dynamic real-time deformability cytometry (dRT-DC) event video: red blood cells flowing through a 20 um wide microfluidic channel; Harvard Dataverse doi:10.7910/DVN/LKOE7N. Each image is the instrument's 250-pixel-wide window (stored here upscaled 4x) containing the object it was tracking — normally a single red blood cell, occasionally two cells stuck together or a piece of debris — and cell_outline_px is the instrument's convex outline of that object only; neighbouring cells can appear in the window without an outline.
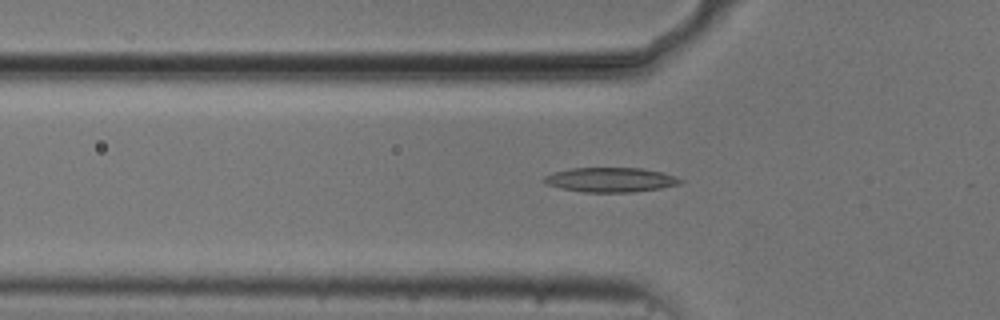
{"species": "common noctule bat (a hibernating species)", "species_latin": "Nyctalus noctula", "temperature_condition": "cold", "stored_images_in_passage": 50, "camera_frame_rate_fps": 3000, "um_per_image_px": 0.085, "animal": {"sex": "male", "body_mass_g": 20.5, "forearm_length_mm": 52.5}, "frame": {"image": 1, "passage_image": 18, "time_ms": 5.667, "image_size_px": [1000, 320], "cell_outline_px": [[684, 180], [680, 184], [660, 188], [632, 192], [584, 192], [560, 188], [544, 184], [544, 176], [552, 172], [572, 168], [640, 168], [660, 172], [676, 176]], "centroid_in_image_um": [51.87, 15.28], "position_along_channel_um": 73.9, "area_um2": 19.48}}
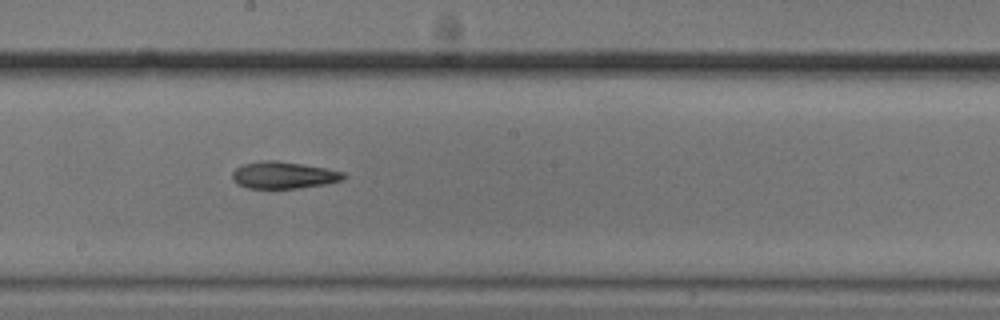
{"frame": {"image": 2, "passage_image": 30, "time_ms": 9.667, "image_size_px": [1000, 320], "cell_outline_px": [[348, 176], [340, 180], [328, 184], [300, 188], [248, 188], [236, 184], [232, 180], [232, 172], [236, 168], [244, 164], [260, 160], [276, 160], [324, 168], [344, 172]], "centroid_in_image_um": [24.08, 14.89], "position_along_channel_um": 224.1, "area_um2": 17.51}}
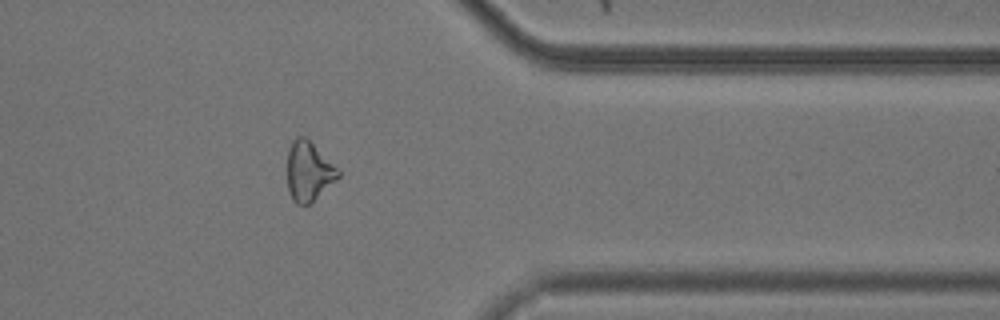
{"frame": {"image": 3, "passage_image": 44, "time_ms": 14.333, "image_size_px": [1000, 320], "cell_outline_px": [[340, 176], [312, 204], [296, 204], [292, 200], [288, 188], [288, 148], [292, 140], [296, 136], [304, 136], [340, 168]], "centroid_in_image_um": [26.26, 14.57], "position_along_channel_um": 385.1, "area_um2": 17.92}}